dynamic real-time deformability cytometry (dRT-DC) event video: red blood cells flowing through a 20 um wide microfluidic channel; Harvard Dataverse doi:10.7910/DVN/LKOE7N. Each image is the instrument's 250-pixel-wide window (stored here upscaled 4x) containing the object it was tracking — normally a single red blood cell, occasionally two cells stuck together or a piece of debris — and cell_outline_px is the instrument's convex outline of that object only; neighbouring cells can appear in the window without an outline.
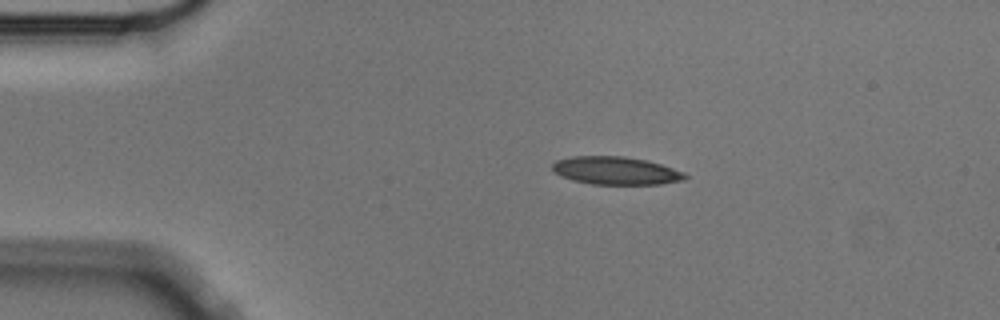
{"species": "Egyptian fruit bat (a non-hibernating species)", "species_latin": "Rousettus aegyptiacus", "temperature_condition": "cold", "stored_images_in_passage": 2, "camera_frame_rate_fps": 3000, "um_per_image_px": 0.085, "animal": {"sex": "male"}, "frame": {"image": 1, "passage_image": 1, "time_ms": 0.0, "image_size_px": [1000, 320], "cell_outline_px": [[688, 176], [684, 180], [660, 184], [592, 184], [572, 180], [560, 176], [552, 172], [552, 164], [556, 160], [572, 156], [624, 156], [644, 160], [660, 164], [684, 172]], "centroid_in_image_um": [52.3, 14.51], "position_along_channel_um": 32.7, "area_um2": 21.62}}